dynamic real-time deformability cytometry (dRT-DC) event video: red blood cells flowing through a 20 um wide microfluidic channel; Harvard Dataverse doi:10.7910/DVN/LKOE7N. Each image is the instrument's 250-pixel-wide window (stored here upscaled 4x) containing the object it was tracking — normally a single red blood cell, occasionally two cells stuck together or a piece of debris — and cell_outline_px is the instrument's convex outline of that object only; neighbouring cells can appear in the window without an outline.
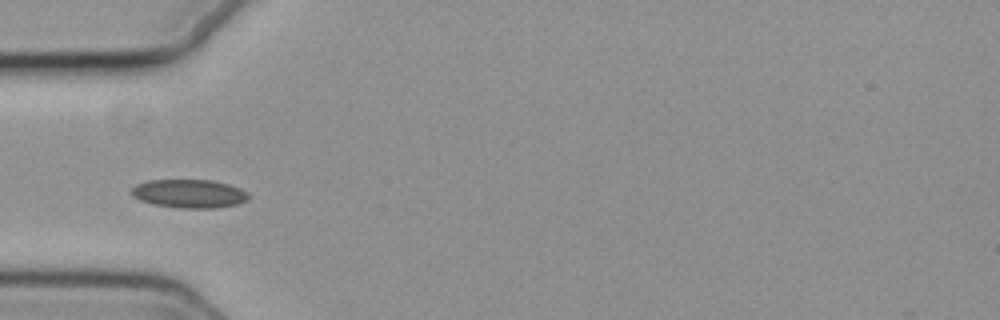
{"species": "common noctule bat (a hibernating species)", "species_latin": "Nyctalus noctula", "temperature_condition": "cold", "stored_images_in_passage": 40, "camera_frame_rate_fps": 3000, "um_per_image_px": 0.085, "animal": {"sex": "female", "body_mass_g": 19.3, "forearm_length_mm": 54.1}, "frame": {"image": 1, "passage_image": 1, "time_ms": 0.0, "image_size_px": [1000, 320], "cell_outline_px": [[252, 196], [248, 200], [236, 204], [216, 208], [180, 208], [152, 204], [140, 200], [132, 196], [132, 188], [136, 184], [148, 180], [212, 180], [228, 184], [240, 188], [248, 192]], "centroid_in_image_um": [16.11, 16.46], "position_along_channel_um": 68.9, "area_um2": 19.59}}
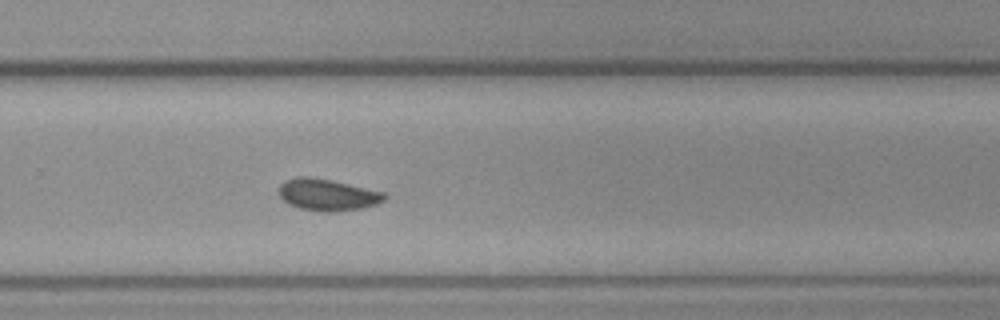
{"frame": {"image": 2, "passage_image": 20, "time_ms": 6.333, "image_size_px": [1000, 320], "cell_outline_px": [[388, 196], [384, 200], [376, 204], [364, 208], [332, 212], [320, 212], [300, 208], [288, 204], [280, 196], [280, 184], [284, 180], [296, 176], [308, 176], [332, 180], [384, 192]], "centroid_in_image_um": [27.84, 16.55], "position_along_channel_um": 302.0, "area_um2": 19.65}}
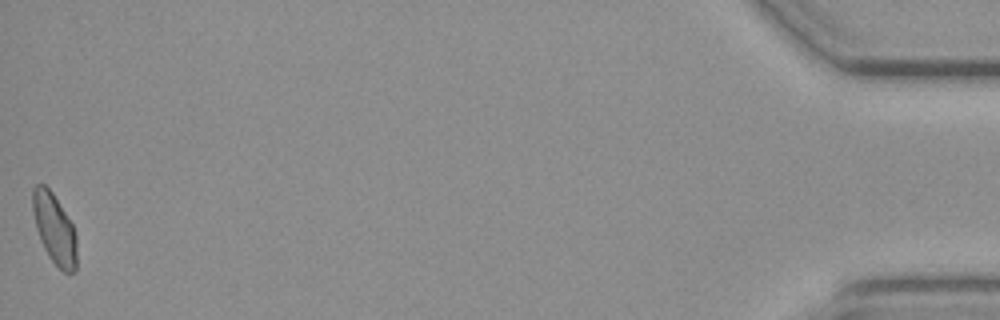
{"frame": {"image": 3, "passage_image": 39, "time_ms": 12.667, "image_size_px": [1000, 320], "cell_outline_px": [[76, 272], [64, 272], [48, 256], [40, 240], [36, 228], [32, 208], [32, 188], [36, 184], [44, 184], [52, 192], [72, 224], [76, 236]], "centroid_in_image_um": [4.61, 19.44], "position_along_channel_um": 430.6, "area_um2": 17.92}}